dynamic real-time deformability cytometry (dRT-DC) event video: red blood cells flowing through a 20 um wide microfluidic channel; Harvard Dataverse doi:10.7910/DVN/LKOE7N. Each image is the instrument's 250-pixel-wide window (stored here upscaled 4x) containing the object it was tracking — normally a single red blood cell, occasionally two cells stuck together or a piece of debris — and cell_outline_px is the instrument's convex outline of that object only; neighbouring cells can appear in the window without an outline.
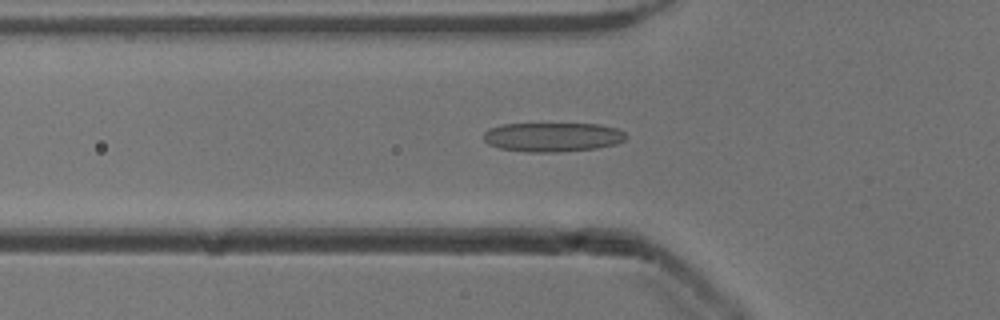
{"species": "common noctule bat (a hibernating species)", "species_latin": "Nyctalus noctula", "temperature_condition": "cold", "stored_images_in_passage": 43, "camera_frame_rate_fps": 3000, "um_per_image_px": 0.085, "animal": {"sex": "male", "body_mass_g": 13.3}, "frame": {"image": 1, "passage_image": 9, "time_ms": 2.667, "image_size_px": [1000, 320], "cell_outline_px": [[628, 136], [624, 140], [616, 144], [596, 148], [560, 152], [528, 152], [500, 148], [488, 144], [484, 140], [484, 132], [488, 128], [500, 124], [600, 124], [616, 128], [624, 132]], "centroid_in_image_um": [46.96, 11.65], "position_along_channel_um": 78.8, "area_um2": 24.33}}
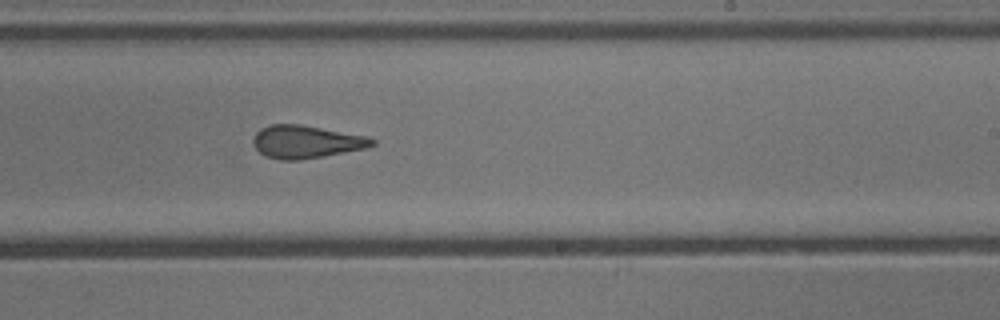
{"frame": {"image": 2, "passage_image": 23, "time_ms": 7.333, "image_size_px": [1000, 320], "cell_outline_px": [[376, 144], [368, 148], [324, 156], [300, 160], [280, 160], [264, 156], [252, 144], [252, 140], [256, 132], [260, 128], [272, 124], [300, 124], [368, 136], [376, 140]], "centroid_in_image_um": [26.03, 12.05], "position_along_channel_um": 263.0, "area_um2": 23.0}}
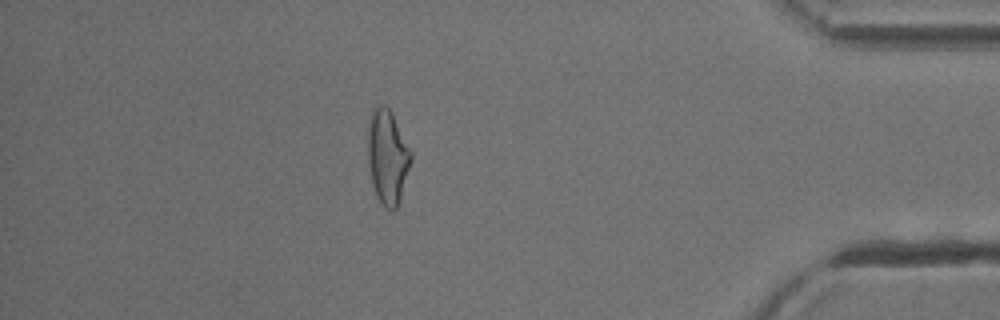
{"frame": {"image": 3, "passage_image": 37, "time_ms": 12.0, "image_size_px": [1000, 320], "cell_outline_px": [[412, 160], [396, 208], [392, 212], [380, 204], [376, 196], [372, 184], [368, 164], [368, 128], [372, 112], [376, 104], [384, 104], [392, 112], [412, 152]], "centroid_in_image_um": [32.93, 13.32], "position_along_channel_um": 402.3, "area_um2": 23.76}, "authors_computed_cell_mechanics": {"area_um2": 23.2356, "velocity_mm_per_s": 3.9193, "shape_relaxation_time_tau1_ms": null, "shape_relaxation_time_tau2_ms": 2.0407, "deformation_change_tau1": null, "deformation_change_tau2": 0.0929}}